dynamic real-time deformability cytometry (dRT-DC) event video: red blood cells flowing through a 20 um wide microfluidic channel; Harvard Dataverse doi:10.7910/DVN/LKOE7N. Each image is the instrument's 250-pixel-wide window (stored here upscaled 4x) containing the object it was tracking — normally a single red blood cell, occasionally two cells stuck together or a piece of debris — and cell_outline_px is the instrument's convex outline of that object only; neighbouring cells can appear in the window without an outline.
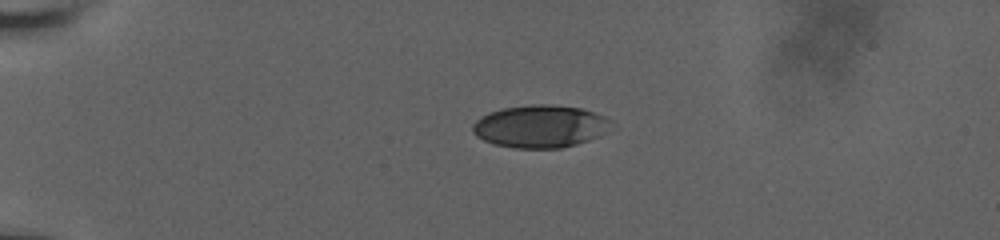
{"species": "human", "species_latin": "Homo sapiens", "temperature_condition": "room temperature", "stored_images_in_passage": 21, "camera_frame_rate_fps": 3000, "um_per_image_px": 0.085, "donor": {"sex": "male"}, "frame": {"image": 1, "passage_image": 1, "time_ms": 0.0, "image_size_px": [1000, 240], "cell_outline_px": [[608, 120], [600, 136], [576, 144], [560, 148], [512, 148], [496, 144], [484, 140], [476, 136], [472, 132], [472, 124], [480, 116], [488, 112], [504, 108], [532, 104], [552, 104], [580, 108], [592, 112]], "centroid_in_image_um": [45.8, 10.74], "position_along_channel_um": 39.2, "area_um2": 33.81}}
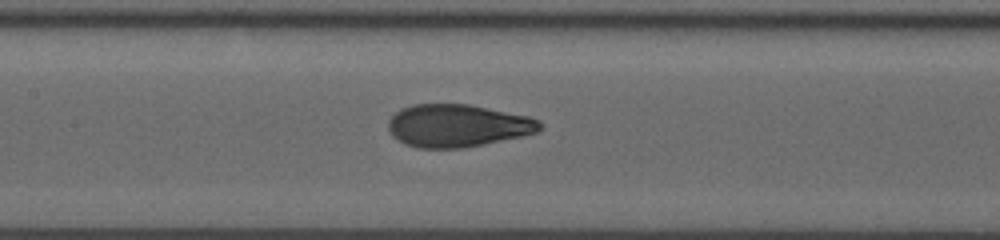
{"frame": {"image": 2, "passage_image": 12, "time_ms": 5.0, "image_size_px": [1000, 240], "cell_outline_px": [[544, 128], [536, 132], [524, 136], [460, 148], [416, 148], [404, 144], [392, 136], [388, 128], [388, 120], [400, 108], [412, 104], [468, 104], [528, 116], [540, 120], [544, 124]], "centroid_in_image_um": [38.89, 10.68], "position_along_channel_um": 168.5, "area_um2": 37.86}}
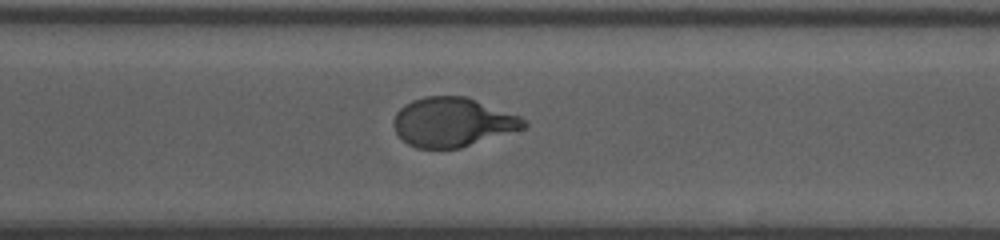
{"frame": {"image": 3, "passage_image": 21, "time_ms": 9.333, "image_size_px": [1000, 240], "cell_outline_px": [[528, 124], [524, 128], [460, 148], [416, 148], [408, 144], [396, 132], [392, 124], [392, 120], [396, 112], [404, 104], [412, 100], [424, 96], [464, 96], [520, 116], [528, 120]], "centroid_in_image_um": [38.44, 10.38], "position_along_channel_um": 332.2, "area_um2": 37.17}}